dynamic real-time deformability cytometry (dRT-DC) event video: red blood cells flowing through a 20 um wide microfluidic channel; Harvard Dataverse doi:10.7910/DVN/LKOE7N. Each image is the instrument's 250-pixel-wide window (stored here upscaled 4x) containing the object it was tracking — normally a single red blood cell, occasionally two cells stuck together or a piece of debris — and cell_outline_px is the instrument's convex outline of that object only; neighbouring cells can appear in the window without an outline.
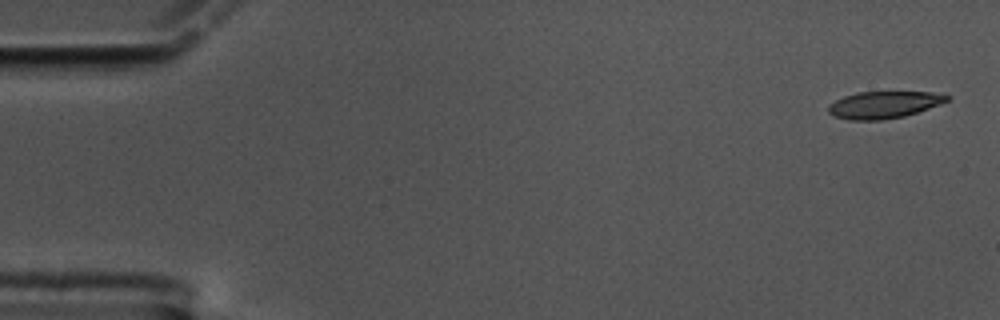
{"species": "common noctule bat (a hibernating species)", "species_latin": "Nyctalus noctula", "temperature_condition": "cold", "stored_images_in_passage": 59, "camera_frame_rate_fps": 3000, "um_per_image_px": 0.085, "animal": {"sex": "male", "body_mass_g": 17.5, "forearm_length_mm": 52.3}, "frame": {"image": 1, "passage_image": 1, "time_ms": 0.0, "image_size_px": [1000, 320], "cell_outline_px": [[952, 96], [948, 100], [940, 104], [904, 116], [880, 120], [848, 120], [836, 116], [828, 112], [828, 104], [844, 96], [856, 92], [944, 92]], "centroid_in_image_um": [75.16, 8.89], "position_along_channel_um": 9.8, "area_um2": 18.73}}
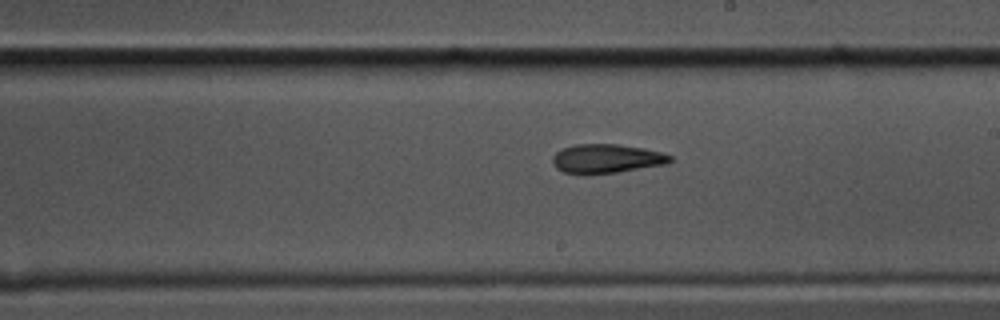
{"frame": {"image": 2, "passage_image": 33, "time_ms": 10.667, "image_size_px": [1000, 320], "cell_outline_px": [[672, 160], [668, 164], [616, 172], [588, 176], [580, 176], [564, 172], [556, 168], [552, 164], [552, 156], [560, 148], [576, 144], [616, 144], [644, 148], [664, 152], [672, 156]], "centroid_in_image_um": [51.52, 13.5], "position_along_channel_um": 237.5, "area_um2": 20.52}}
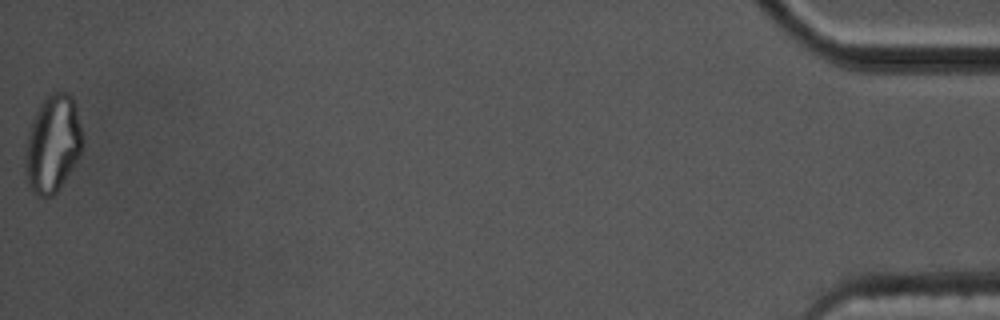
{"frame": {"image": 3, "passage_image": 59, "time_ms": 19.333, "image_size_px": [1000, 320], "cell_outline_px": [[84, 144], [80, 156], [56, 192], [52, 196], [36, 196], [32, 192], [28, 184], [24, 168], [24, 148], [32, 120], [40, 104], [52, 92], [68, 92], [72, 96], [76, 104], [84, 140]], "centroid_in_image_um": [4.48, 12.23], "position_along_channel_um": 430.7, "area_um2": 32.89}, "authors_computed_cell_mechanics": {"area_um2": 20.4612, "velocity_mm_per_s": 3.3556, "shape_relaxation_time_tau1_ms": null, "shape_relaxation_time_tau2_ms": 6.6046, "deformation_change_tau1": null, "deformation_change_tau2": 0.1527}}